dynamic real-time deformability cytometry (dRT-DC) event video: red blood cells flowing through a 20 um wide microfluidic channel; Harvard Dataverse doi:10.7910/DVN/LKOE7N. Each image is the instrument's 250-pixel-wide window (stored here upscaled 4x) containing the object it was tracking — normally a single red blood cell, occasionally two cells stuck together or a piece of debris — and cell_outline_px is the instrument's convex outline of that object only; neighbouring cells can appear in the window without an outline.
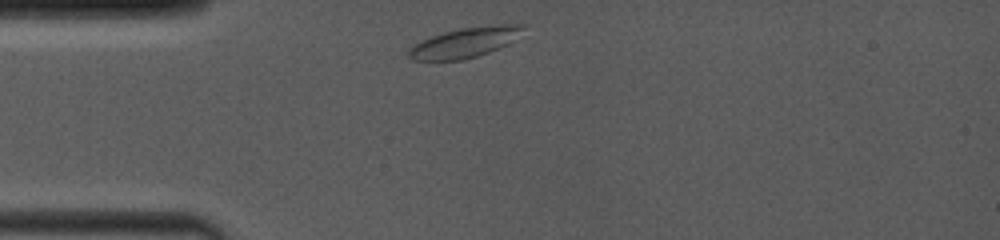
{"species": "common noctule bat (a hibernating species)", "species_latin": "Nyctalus noctula", "temperature_condition": "room temperature", "stored_images_in_passage": 13, "camera_frame_rate_fps": 4000, "um_per_image_px": 0.085, "animal": {"sex": "female", "body_mass_g": 19.0, "forearm_length_mm": 53.3}, "frame": {"image": 1, "passage_image": 1, "time_ms": 0.0, "image_size_px": [1000, 240], "cell_outline_px": [[528, 24], [516, 40], [500, 48], [464, 60], [412, 60], [408, 56], [408, 48], [412, 44], [432, 36], [444, 32], [460, 28], [496, 24]], "centroid_in_image_um": [39.55, 3.6], "position_along_channel_um": 45.4, "area_um2": 20.29}}
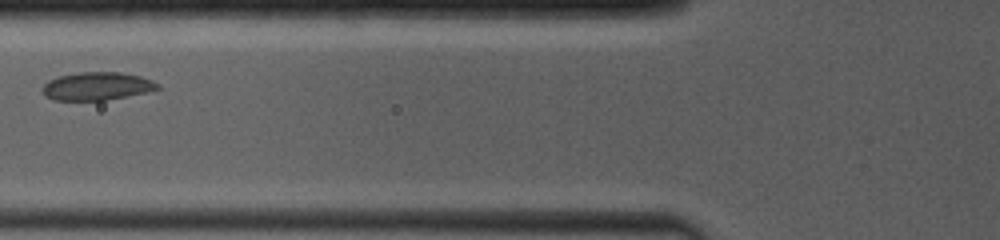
{"frame": {"image": 2, "passage_image": 6, "time_ms": 2.25, "image_size_px": [1000, 240], "cell_outline_px": [[160, 88], [144, 92], [104, 100], [52, 100], [44, 96], [40, 92], [40, 88], [48, 80], [60, 76], [80, 72], [120, 72], [140, 76], [152, 80]], "centroid_in_image_um": [8.14, 7.32], "position_along_channel_um": 117.7, "area_um2": 18.67}}
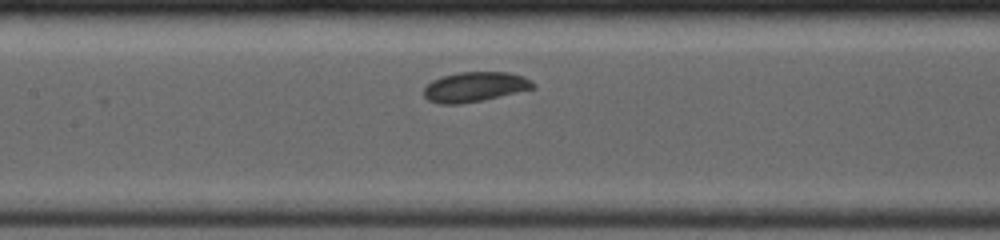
{"frame": {"image": 3, "passage_image": 9, "time_ms": 3.5, "image_size_px": [1000, 240], "cell_outline_px": [[536, 88], [484, 100], [460, 104], [440, 104], [428, 100], [424, 96], [424, 88], [432, 80], [440, 76], [460, 72], [508, 72], [524, 76], [536, 84]], "centroid_in_image_um": [40.37, 7.38], "position_along_channel_um": 167.0, "area_um2": 19.19}}